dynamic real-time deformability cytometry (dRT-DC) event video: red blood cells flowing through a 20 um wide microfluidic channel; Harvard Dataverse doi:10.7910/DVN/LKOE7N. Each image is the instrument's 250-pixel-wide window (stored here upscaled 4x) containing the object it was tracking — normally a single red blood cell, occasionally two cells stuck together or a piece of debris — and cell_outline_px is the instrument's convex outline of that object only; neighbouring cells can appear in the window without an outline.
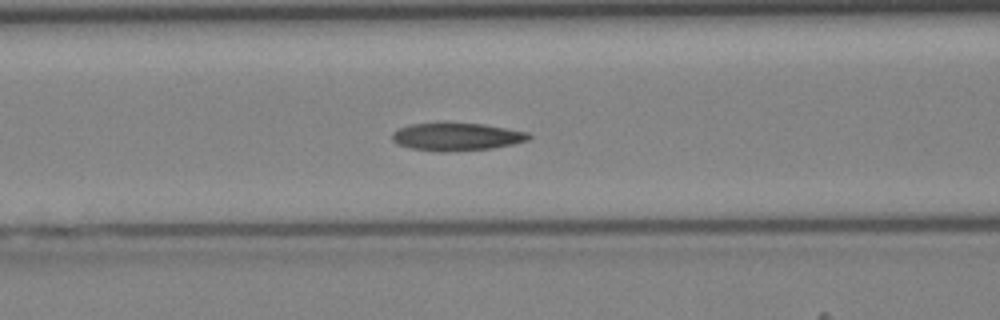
{"species": "Egyptian fruit bat (a non-hibernating species)", "species_latin": "Rousettus aegyptiacus", "temperature_condition": "cold", "stored_images_in_passage": 43, "camera_frame_rate_fps": 3000, "um_per_image_px": 0.085, "animal": {"sex": "female"}, "frame": {"image": 1, "passage_image": 18, "time_ms": 5.667, "image_size_px": [1000, 320], "cell_outline_px": [[532, 136], [528, 140], [512, 144], [492, 148], [444, 152], [440, 152], [412, 148], [400, 144], [392, 140], [392, 132], [396, 128], [408, 124], [444, 120], [484, 124], [528, 132]], "centroid_in_image_um": [38.76, 11.57], "position_along_channel_um": 127.8, "area_um2": 22.89}}
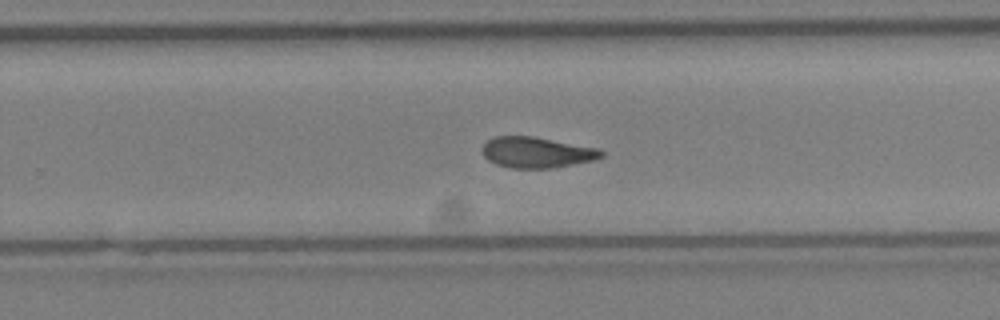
{"frame": {"image": 2, "passage_image": 28, "time_ms": 9.0, "image_size_px": [1000, 320], "cell_outline_px": [[604, 156], [592, 160], [552, 168], [512, 168], [496, 164], [488, 160], [484, 156], [480, 148], [492, 136], [532, 136], [600, 148], [604, 152]], "centroid_in_image_um": [45.6, 12.94], "position_along_channel_um": 284.2, "area_um2": 21.44}}
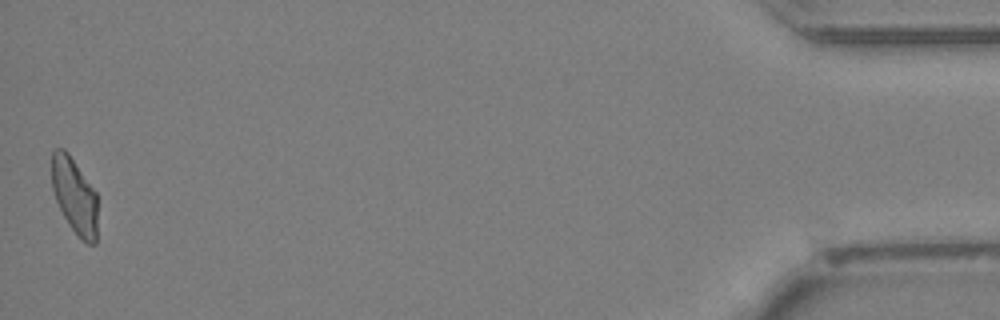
{"frame": {"image": 3, "passage_image": 43, "time_ms": 14.0, "image_size_px": [1000, 320], "cell_outline_px": [[96, 244], [88, 244], [80, 240], [64, 216], [56, 200], [52, 188], [52, 152], [56, 148], [64, 148], [68, 152], [96, 192]], "centroid_in_image_um": [6.33, 16.64], "position_along_channel_um": 428.9, "area_um2": 20.06}}